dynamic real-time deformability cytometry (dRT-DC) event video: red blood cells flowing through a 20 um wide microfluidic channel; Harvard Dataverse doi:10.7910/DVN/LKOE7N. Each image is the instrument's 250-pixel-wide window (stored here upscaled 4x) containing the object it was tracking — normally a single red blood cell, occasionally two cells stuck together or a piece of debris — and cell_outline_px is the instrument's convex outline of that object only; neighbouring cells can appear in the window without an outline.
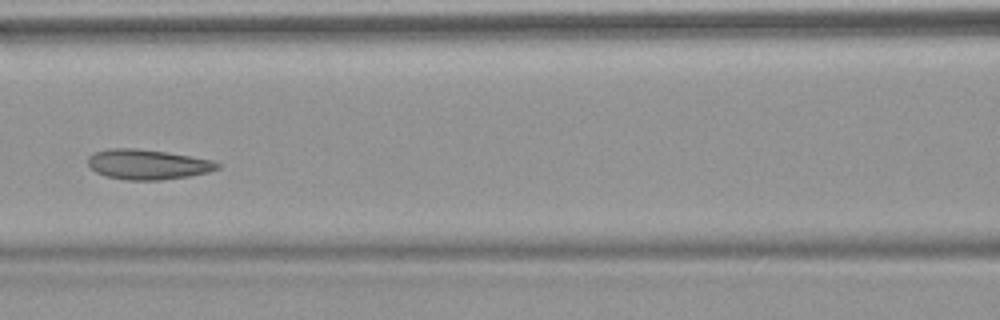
{"species": "common noctule bat (a hibernating species)", "species_latin": "Nyctalus noctula", "temperature_condition": "warm", "stored_images_in_passage": 6, "camera_frame_rate_fps": 3000, "um_per_image_px": 0.085, "animal": {"sex": "female", "body_mass_g": 18.4}, "frame": {"image": 1, "passage_image": 6, "time_ms": 5.667, "image_size_px": [1000, 320], "cell_outline_px": [[220, 168], [208, 172], [188, 176], [160, 180], [128, 180], [108, 176], [96, 172], [88, 164], [88, 156], [92, 152], [108, 148], [136, 148], [164, 152], [212, 160], [220, 164]], "centroid_in_image_um": [12.52, 13.97], "position_along_channel_um": 154.1, "area_um2": 22.48}}